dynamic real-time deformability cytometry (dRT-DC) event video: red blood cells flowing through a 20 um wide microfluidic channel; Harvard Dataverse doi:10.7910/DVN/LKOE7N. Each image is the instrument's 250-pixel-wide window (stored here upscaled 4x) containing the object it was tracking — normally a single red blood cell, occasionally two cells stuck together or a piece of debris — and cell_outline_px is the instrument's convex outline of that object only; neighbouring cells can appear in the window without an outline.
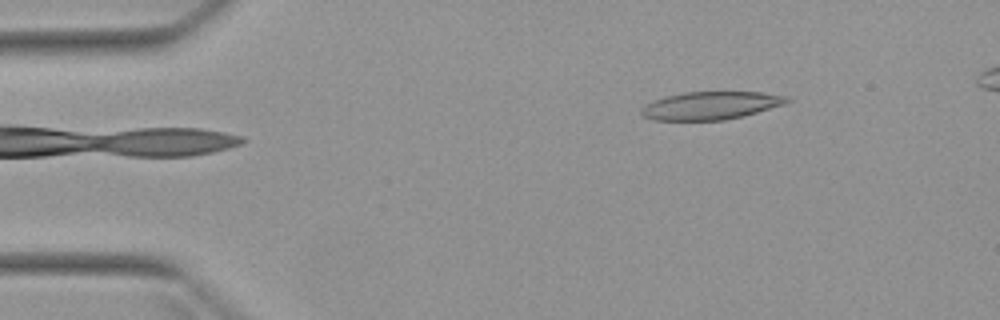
{"species": "Egyptian fruit bat (a non-hibernating species)", "species_latin": "Rousettus aegyptiacus", "temperature_condition": "warm", "stored_images_in_passage": 3, "camera_frame_rate_fps": 3000, "um_per_image_px": 0.085, "animal": {"sex": "female"}, "frame": {"image": 1, "passage_image": 3, "time_ms": 2.333, "image_size_px": [1000, 320], "cell_outline_px": [[792, 100], [784, 104], [744, 116], [724, 120], [652, 120], [644, 116], [640, 112], [640, 108], [644, 104], [664, 96], [684, 92], [760, 92], [788, 96]], "centroid_in_image_um": [60.39, 8.97], "position_along_channel_um": 24.6, "area_um2": 23.81}}